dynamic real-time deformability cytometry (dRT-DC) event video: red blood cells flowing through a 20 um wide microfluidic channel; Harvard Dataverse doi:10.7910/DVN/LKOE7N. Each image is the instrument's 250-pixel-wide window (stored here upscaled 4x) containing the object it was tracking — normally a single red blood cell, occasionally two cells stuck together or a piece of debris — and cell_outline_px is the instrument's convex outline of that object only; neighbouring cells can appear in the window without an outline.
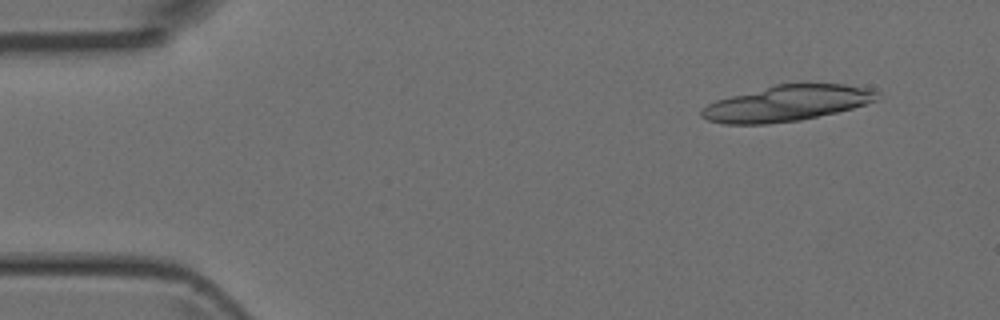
{"species": "Egyptian fruit bat (a non-hibernating species)", "species_latin": "Rousettus aegyptiacus", "temperature_condition": "room temperature", "stored_images_in_passage": 9, "camera_frame_rate_fps": 3000, "um_per_image_px": 0.085, "animal": {"sex": "female"}, "frame": {"image": 1, "passage_image": 2, "time_ms": 1.0, "image_size_px": [1000, 320], "cell_outline_px": [[880, 96], [876, 100], [852, 108], [836, 112], [800, 120], [764, 124], [724, 124], [708, 120], [700, 116], [700, 112], [708, 104], [716, 100], [776, 84], [844, 84], [872, 88], [880, 92]], "centroid_in_image_um": [66.91, 8.78], "position_along_channel_um": 18.1, "area_um2": 36.36}}
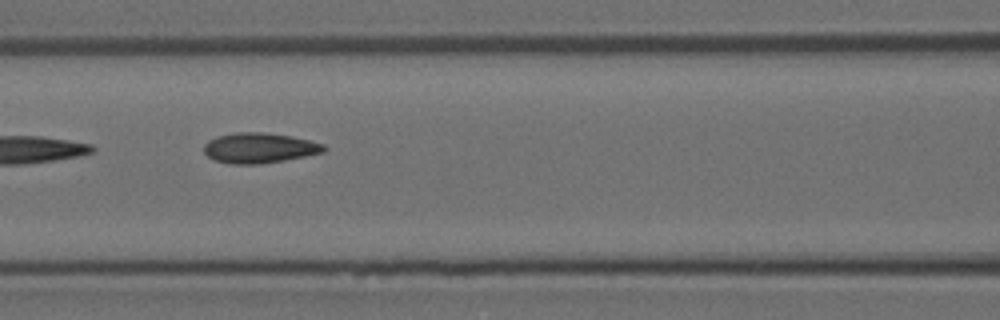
{"frame": {"image": 2, "passage_image": 7, "time_ms": 6.667, "image_size_px": [1000, 320], "cell_outline_px": [[328, 148], [324, 152], [284, 160], [260, 164], [228, 164], [216, 160], [208, 156], [204, 152], [204, 144], [208, 140], [216, 136], [236, 132], [264, 132], [292, 136], [324, 144]], "centroid_in_image_um": [22.03, 12.57], "position_along_channel_um": 144.6, "area_um2": 21.21}}
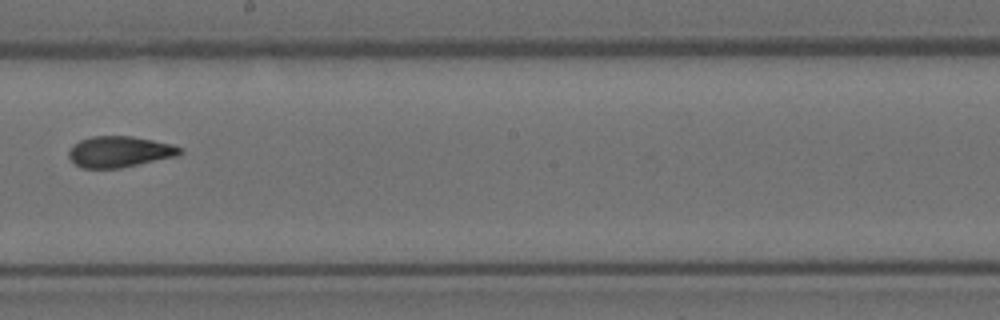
{"frame": {"image": 3, "passage_image": 9, "time_ms": 9.0, "image_size_px": [1000, 320], "cell_outline_px": [[184, 152], [176, 156], [120, 168], [80, 168], [68, 156], [68, 152], [80, 140], [92, 136], [132, 136], [172, 144], [184, 148]], "centroid_in_image_um": [10.19, 12.89], "position_along_channel_um": 238.0, "area_um2": 20.0}}